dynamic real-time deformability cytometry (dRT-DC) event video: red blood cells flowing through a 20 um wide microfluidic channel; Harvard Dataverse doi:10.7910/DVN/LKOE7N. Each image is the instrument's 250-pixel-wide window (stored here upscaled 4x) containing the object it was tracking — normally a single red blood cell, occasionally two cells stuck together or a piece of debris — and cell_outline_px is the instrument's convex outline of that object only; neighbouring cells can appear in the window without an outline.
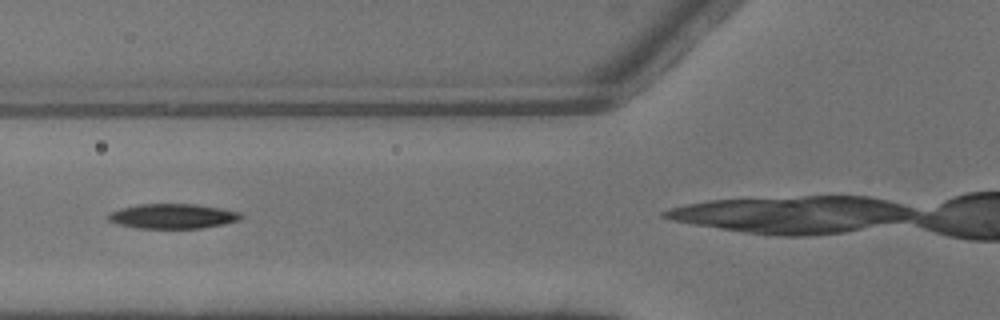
{"species": "common noctule bat (a hibernating species)", "species_latin": "Nyctalus noctula", "temperature_condition": "warm", "stored_images_in_passage": 4, "camera_frame_rate_fps": 3000, "um_per_image_px": 0.085, "animal": {"sex": "male", "body_mass_g": 13.3}, "frame": {"image": 1, "passage_image": 2, "time_ms": 0.333, "image_size_px": [1000, 320], "cell_outline_px": [[244, 216], [240, 220], [224, 224], [200, 228], [136, 228], [120, 224], [108, 220], [104, 216], [108, 212], [120, 208], [140, 204], [196, 204], [220, 208], [240, 212]], "centroid_in_image_um": [14.66, 18.37], "position_along_channel_um": 111.1, "area_um2": 19.31}}